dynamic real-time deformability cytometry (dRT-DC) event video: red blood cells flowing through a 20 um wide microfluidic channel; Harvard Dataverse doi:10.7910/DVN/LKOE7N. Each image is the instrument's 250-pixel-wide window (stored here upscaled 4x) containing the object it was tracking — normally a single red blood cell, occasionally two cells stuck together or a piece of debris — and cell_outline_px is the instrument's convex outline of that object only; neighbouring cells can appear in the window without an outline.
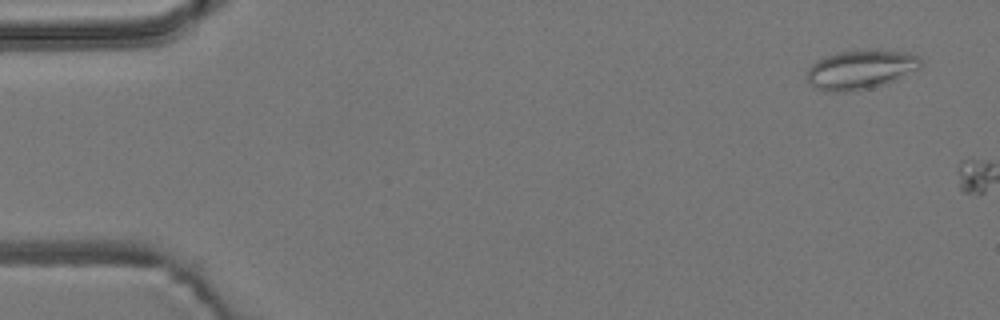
{"species": "common noctule bat (a hibernating species)", "species_latin": "Nyctalus noctula", "temperature_condition": "room temperature", "stored_images_in_passage": 5, "camera_frame_rate_fps": 3000, "um_per_image_px": 0.085, "animal": {"sex": "male", "body_mass_g": 19.2, "forearm_length_mm": 51.8}, "frame": {"image": 1, "passage_image": 3, "time_ms": 0.667, "image_size_px": [1000, 320], "cell_outline_px": [[924, 64], [920, 68], [884, 84], [872, 88], [848, 92], [824, 92], [812, 88], [808, 80], [808, 68], [816, 60], [824, 56], [836, 52], [868, 48], [908, 52], [916, 56]], "centroid_in_image_um": [73.12, 5.9], "position_along_channel_um": 11.9, "area_um2": 26.59}}